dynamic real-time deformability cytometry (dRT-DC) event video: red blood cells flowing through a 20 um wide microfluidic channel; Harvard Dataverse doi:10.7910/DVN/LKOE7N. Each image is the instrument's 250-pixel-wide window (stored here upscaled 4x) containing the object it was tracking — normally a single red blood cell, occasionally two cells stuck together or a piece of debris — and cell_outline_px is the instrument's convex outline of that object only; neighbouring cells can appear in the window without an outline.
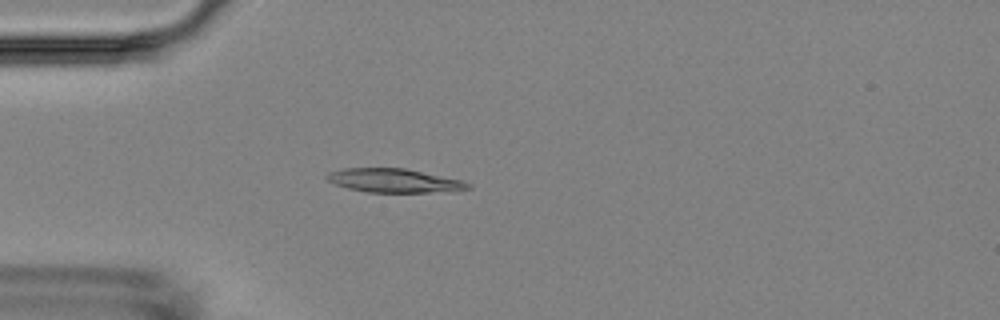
{"species": "Egyptian fruit bat (a non-hibernating species)", "species_latin": "Rousettus aegyptiacus", "temperature_condition": "room temperature", "stored_images_in_passage": 2, "camera_frame_rate_fps": 3000, "um_per_image_px": 0.085, "animal": {"sex": "female"}, "frame": {"image": 1, "passage_image": 2, "time_ms": 1.333, "image_size_px": [1000, 320], "cell_outline_px": [[472, 188], [452, 192], [368, 192], [348, 188], [336, 184], [328, 180], [324, 176], [328, 172], [344, 168], [404, 168], [460, 180], [472, 184]], "centroid_in_image_um": [33.52, 15.35], "position_along_channel_um": 51.5, "area_um2": 19.54}}